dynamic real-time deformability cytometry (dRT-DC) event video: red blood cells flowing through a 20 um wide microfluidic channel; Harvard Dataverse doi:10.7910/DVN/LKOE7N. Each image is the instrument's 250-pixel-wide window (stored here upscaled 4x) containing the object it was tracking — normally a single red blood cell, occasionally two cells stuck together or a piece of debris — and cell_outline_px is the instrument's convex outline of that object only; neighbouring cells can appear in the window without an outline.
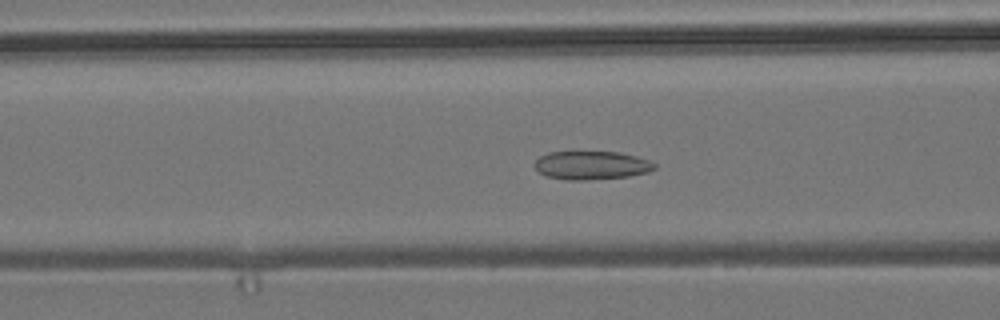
{"species": "common noctule bat (a hibernating species)", "species_latin": "Nyctalus noctula", "temperature_condition": "room temperature", "stored_images_in_passage": 43, "camera_frame_rate_fps": 3000, "um_per_image_px": 0.085, "animal": {"sex": "male", "body_mass_g": 19.2, "forearm_length_mm": 51.8}, "frame": {"image": 1, "passage_image": 9, "time_ms": 2.667, "image_size_px": [1000, 320], "cell_outline_px": [[656, 168], [648, 172], [628, 176], [588, 180], [568, 180], [548, 176], [540, 172], [532, 164], [540, 156], [548, 152], [620, 152], [652, 160], [656, 164]], "centroid_in_image_um": [50.3, 14.04], "position_along_channel_um": 116.3, "area_um2": 19.94}}
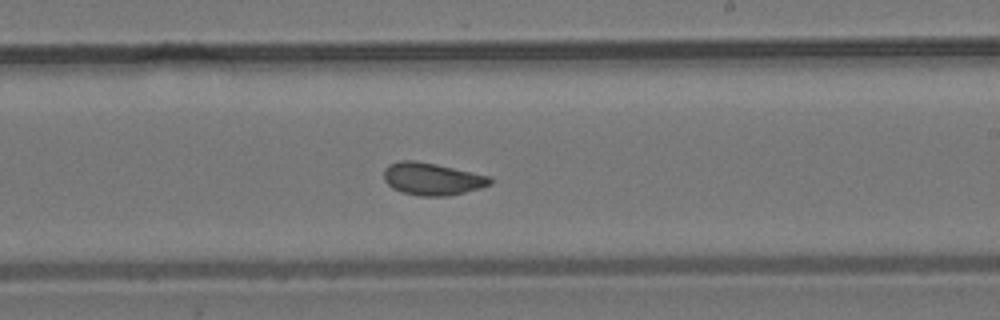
{"frame": {"image": 2, "passage_image": 20, "time_ms": 6.333, "image_size_px": [1000, 320], "cell_outline_px": [[492, 184], [480, 188], [448, 196], [420, 196], [404, 192], [392, 188], [384, 180], [384, 168], [388, 164], [400, 160], [416, 160], [436, 164], [492, 176]], "centroid_in_image_um": [36.74, 15.19], "position_along_channel_um": 252.3, "area_um2": 20.17}}
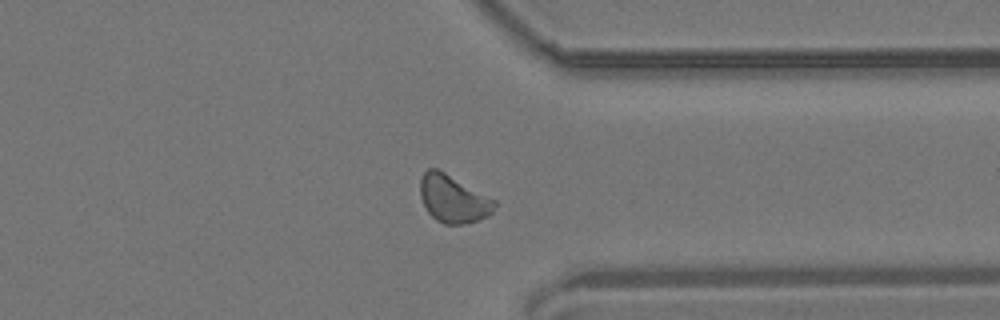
{"frame": {"image": 3, "passage_image": 30, "time_ms": 9.667, "image_size_px": [1000, 320], "cell_outline_px": [[496, 204], [492, 212], [488, 216], [476, 220], [460, 224], [444, 224], [436, 220], [428, 212], [420, 196], [420, 180], [424, 172], [428, 168], [436, 168], [444, 172], [496, 200]], "centroid_in_image_um": [38.5, 16.9], "position_along_channel_um": 372.9, "area_um2": 20.35}, "authors_computed_cell_mechanics": {"area_um2": 19.941, "velocity_mm_per_s": 3.7106, "shape_relaxation_time_tau1_ms": 7.8527, "shape_relaxation_time_tau2_ms": 1.5876, "deformation_change_tau1": 0.1423, "deformation_change_tau2": 0.0748}}